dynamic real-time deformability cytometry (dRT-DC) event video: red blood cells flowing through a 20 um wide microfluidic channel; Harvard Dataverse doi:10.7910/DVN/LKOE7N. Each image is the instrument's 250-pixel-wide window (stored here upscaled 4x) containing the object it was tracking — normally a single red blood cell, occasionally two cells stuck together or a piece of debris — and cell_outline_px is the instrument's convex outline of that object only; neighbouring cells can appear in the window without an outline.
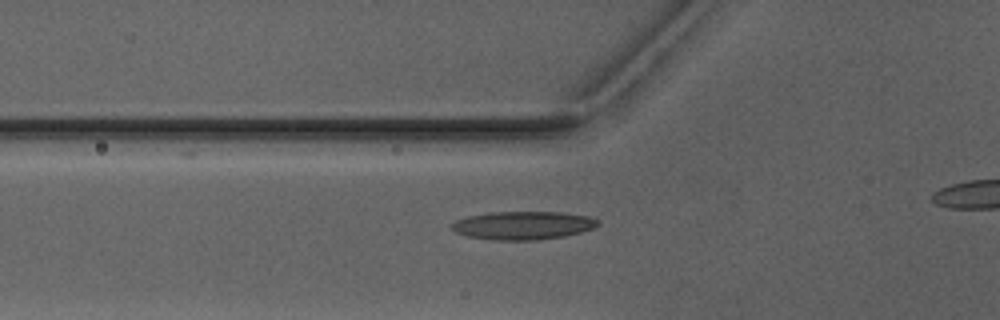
{"species": "Egyptian fruit bat (a non-hibernating species)", "species_latin": "Rousettus aegyptiacus", "temperature_condition": "warm", "stored_images_in_passage": 4, "segment_of_instrument_passage": [2, 2], "camera_frame_rate_fps": 3000, "um_per_image_px": 0.085, "animal": {"sex": "male"}, "frame": {"image": 1, "passage_image": 4, "time_ms": 4.667, "image_size_px": [1000, 320], "cell_outline_px": [[600, 224], [592, 228], [580, 232], [564, 236], [540, 240], [488, 240], [468, 236], [456, 232], [448, 228], [448, 224], [456, 220], [468, 216], [488, 212], [560, 212], [588, 216], [596, 220]], "centroid_in_image_um": [44.37, 19.16], "position_along_channel_um": 81.4, "area_um2": 24.22}}